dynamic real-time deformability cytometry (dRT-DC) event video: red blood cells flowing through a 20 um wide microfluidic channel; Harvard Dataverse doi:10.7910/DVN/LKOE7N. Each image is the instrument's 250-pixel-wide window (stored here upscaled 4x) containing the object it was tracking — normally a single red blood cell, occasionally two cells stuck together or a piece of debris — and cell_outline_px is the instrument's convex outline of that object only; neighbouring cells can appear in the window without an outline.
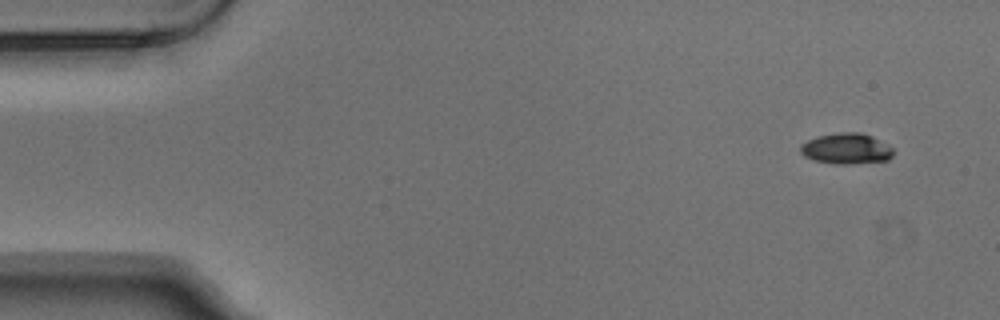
{"species": "Egyptian fruit bat (a non-hibernating species)", "species_latin": "Rousettus aegyptiacus", "temperature_condition": "warm", "stored_images_in_passage": 4, "camera_frame_rate_fps": 3000, "um_per_image_px": 0.085, "animal": {"sex": "male"}, "frame": {"image": 1, "passage_image": 1, "time_ms": 0.0, "image_size_px": [1000, 320], "cell_outline_px": [[892, 156], [888, 160], [852, 164], [836, 164], [816, 160], [804, 156], [800, 152], [800, 144], [816, 136], [840, 132], [860, 132], [872, 136], [892, 148]], "centroid_in_image_um": [71.91, 12.63], "position_along_channel_um": 13.1, "area_um2": 16.59}}
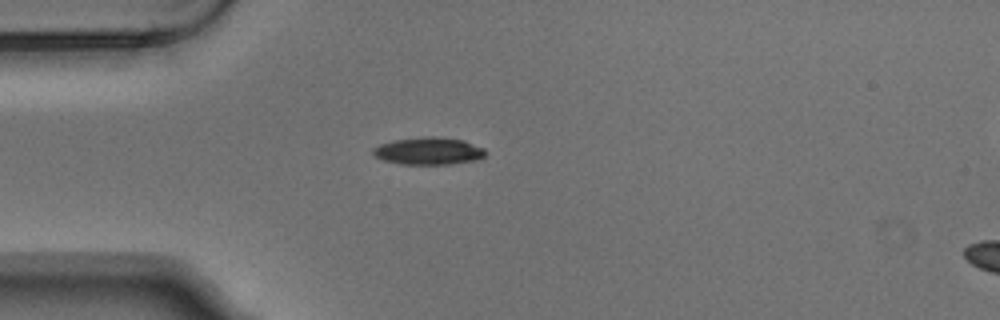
{"frame": {"image": 2, "passage_image": 4, "time_ms": 1.0, "image_size_px": [1000, 320], "cell_outline_px": [[488, 152], [480, 160], [452, 164], [400, 164], [384, 160], [376, 156], [372, 152], [372, 148], [380, 144], [392, 140], [428, 136], [436, 136], [464, 140], [484, 148]], "centroid_in_image_um": [36.48, 12.83], "position_along_channel_um": 48.5, "area_um2": 18.15}}